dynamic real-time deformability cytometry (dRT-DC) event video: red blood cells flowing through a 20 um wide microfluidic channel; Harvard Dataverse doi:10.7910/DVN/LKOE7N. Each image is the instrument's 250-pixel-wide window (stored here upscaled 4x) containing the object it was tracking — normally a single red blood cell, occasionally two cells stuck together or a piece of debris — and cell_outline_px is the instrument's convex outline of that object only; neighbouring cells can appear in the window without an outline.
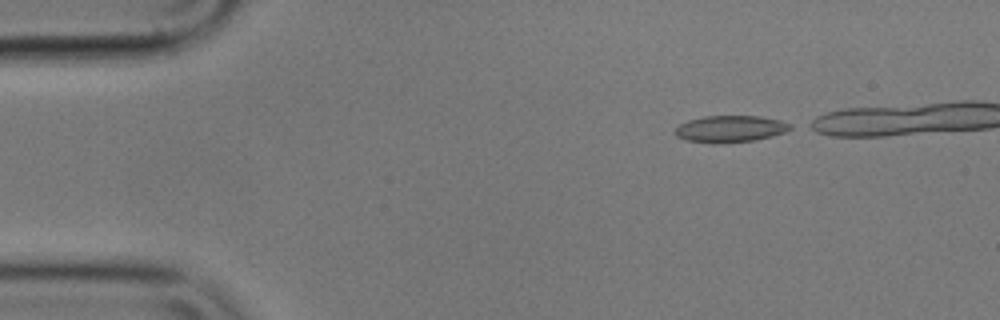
{"species": "common noctule bat (a hibernating species)", "species_latin": "Nyctalus noctula", "temperature_condition": "cold", "stored_images_in_passage": 31, "camera_frame_rate_fps": 3000, "um_per_image_px": 0.085, "animal": {"sex": "male", "body_mass_g": 17.9}, "frame": {"image": 1, "passage_image": 1, "time_ms": 0.0, "image_size_px": [1000, 320], "cell_outline_px": [[792, 128], [784, 132], [772, 136], [752, 140], [720, 144], [712, 144], [688, 140], [676, 136], [676, 128], [680, 124], [688, 120], [704, 116], [760, 116], [780, 120], [792, 124]], "centroid_in_image_um": [62.08, 10.95], "position_along_channel_um": 22.9, "area_um2": 17.92}}
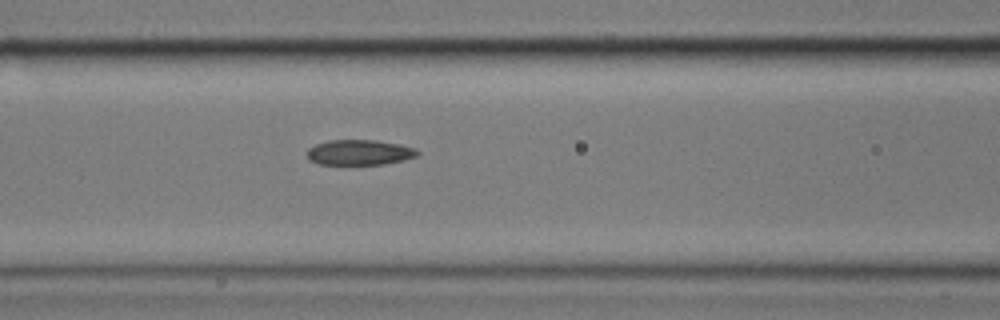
{"frame": {"image": 2, "passage_image": 16, "time_ms": 5.0, "image_size_px": [1000, 320], "cell_outline_px": [[420, 152], [416, 156], [404, 160], [384, 164], [320, 164], [308, 160], [308, 148], [316, 144], [328, 140], [376, 140], [396, 144], [412, 148]], "centroid_in_image_um": [30.51, 12.96], "position_along_channel_um": 136.1, "area_um2": 16.07}}
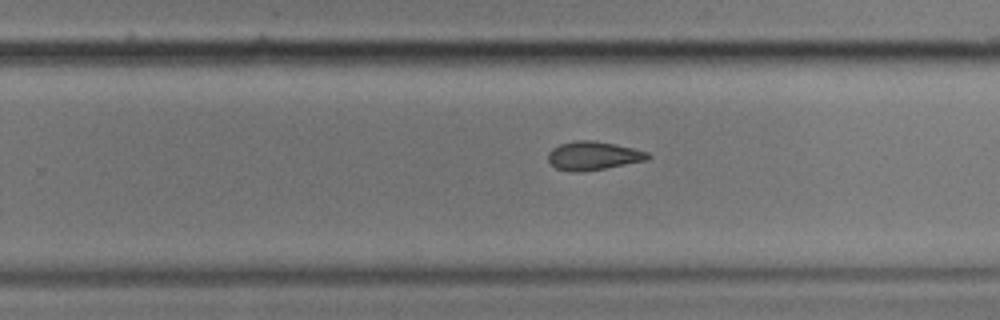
{"frame": {"image": 3, "passage_image": 28, "time_ms": 9.0, "image_size_px": [1000, 320], "cell_outline_px": [[652, 156], [648, 160], [604, 168], [580, 172], [572, 172], [556, 168], [548, 160], [548, 152], [552, 148], [560, 144], [576, 140], [592, 140], [632, 148], [648, 152]], "centroid_in_image_um": [50.41, 13.24], "position_along_channel_um": 279.4, "area_um2": 16.47}}